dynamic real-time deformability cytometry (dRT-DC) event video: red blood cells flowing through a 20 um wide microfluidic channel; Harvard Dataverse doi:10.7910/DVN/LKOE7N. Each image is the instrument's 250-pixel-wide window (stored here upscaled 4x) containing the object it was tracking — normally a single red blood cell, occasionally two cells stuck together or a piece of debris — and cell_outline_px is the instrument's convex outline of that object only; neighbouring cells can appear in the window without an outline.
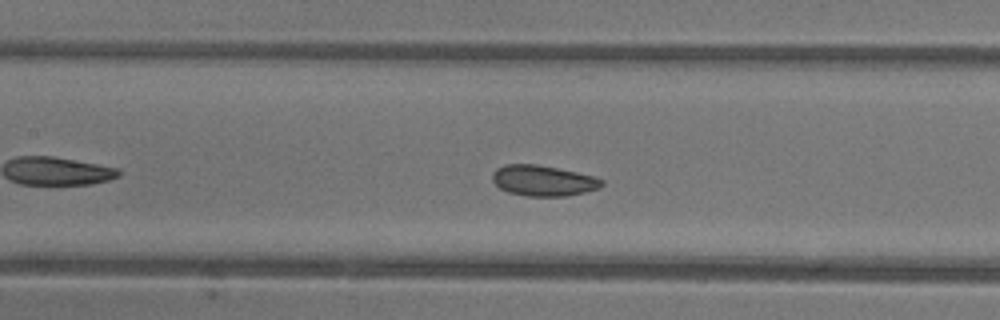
{"species": "common noctule bat (a hibernating species)", "species_latin": "Nyctalus noctula", "temperature_condition": "warm", "stored_images_in_passage": 38, "camera_frame_rate_fps": 3000, "um_per_image_px": 0.085, "animal": {"sex": "female"}, "frame": {"image": 1, "passage_image": 12, "time_ms": 3.667, "image_size_px": [1000, 320], "cell_outline_px": [[604, 184], [600, 188], [568, 196], [528, 196], [508, 192], [500, 188], [492, 180], [492, 172], [496, 168], [504, 164], [536, 164], [596, 176], [604, 180]], "centroid_in_image_um": [46.18, 15.35], "position_along_channel_um": 161.2, "area_um2": 19.65}, "authors_computed_cell_mechanics": {"area_um2": 20.23, "velocity_mm_per_s": 4.4134, "shape_relaxation_time_tau1_ms": 1.9088, "shape_relaxation_time_tau2_ms": null, "deformation_change_tau1": 0.0506, "deformation_change_tau2": null}}